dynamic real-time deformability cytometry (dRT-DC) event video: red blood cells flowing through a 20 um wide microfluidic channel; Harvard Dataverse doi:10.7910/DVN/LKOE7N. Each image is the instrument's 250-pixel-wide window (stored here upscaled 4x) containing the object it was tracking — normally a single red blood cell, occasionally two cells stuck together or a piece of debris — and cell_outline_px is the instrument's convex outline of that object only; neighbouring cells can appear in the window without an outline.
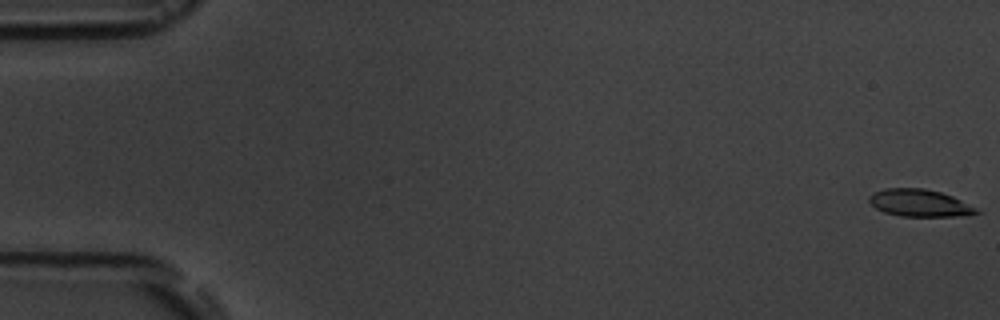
{"species": "common noctule bat (a hibernating species)", "species_latin": "Nyctalus noctula", "temperature_condition": "room temperature", "stored_images_in_passage": 4, "camera_frame_rate_fps": 3000, "um_per_image_px": 0.085, "animal": {"sex": "male", "body_mass_g": 19.5, "forearm_length_mm": 54.6}, "frame": {"image": 1, "passage_image": 1, "time_ms": 0.0, "image_size_px": [1000, 320], "cell_outline_px": [[984, 212], [964, 216], [900, 216], [884, 212], [876, 208], [868, 200], [868, 196], [884, 188], [924, 188], [940, 192], [952, 196]], "centroid_in_image_um": [78.18, 17.26], "position_along_channel_um": 6.8, "area_um2": 16.99}}
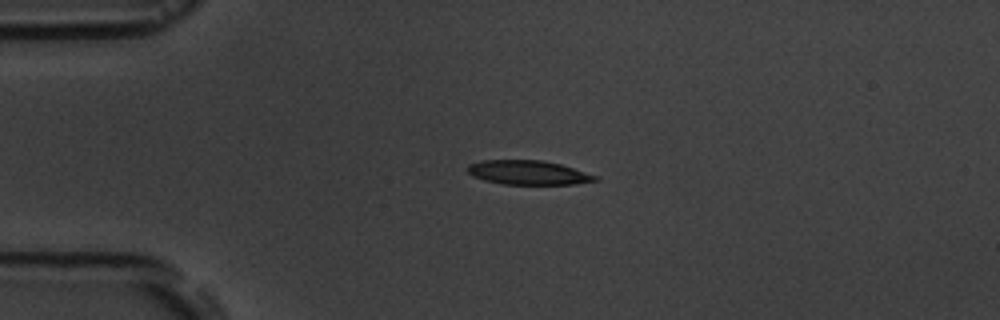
{"frame": {"image": 2, "passage_image": 4, "time_ms": 4.333, "image_size_px": [1000, 320], "cell_outline_px": [[600, 180], [572, 184], [504, 184], [484, 180], [472, 176], [464, 168], [468, 164], [480, 160], [540, 160], [560, 164], [600, 176]], "centroid_in_image_um": [44.88, 14.66], "position_along_channel_um": 40.1, "area_um2": 18.15}}